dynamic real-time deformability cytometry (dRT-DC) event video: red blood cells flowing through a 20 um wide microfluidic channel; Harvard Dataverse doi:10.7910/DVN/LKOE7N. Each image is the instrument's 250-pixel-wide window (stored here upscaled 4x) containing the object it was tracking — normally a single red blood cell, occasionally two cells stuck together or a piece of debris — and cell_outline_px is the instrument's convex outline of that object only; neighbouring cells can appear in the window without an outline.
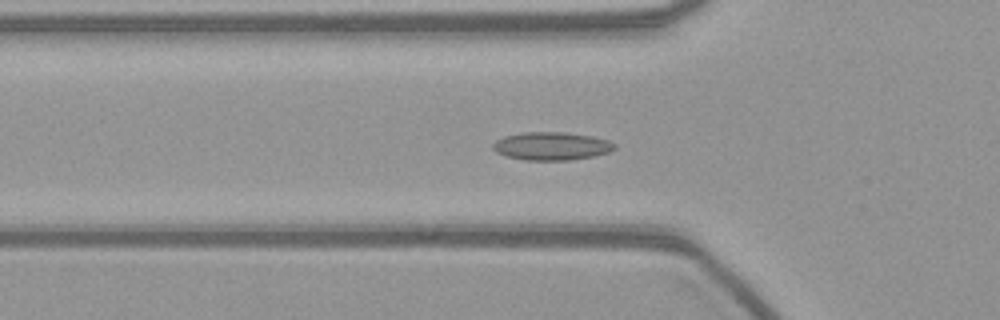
{"species": "common noctule bat (a hibernating species)", "species_latin": "Nyctalus noctula", "temperature_condition": "warm", "stored_images_in_passage": 56, "camera_frame_rate_fps": 3000, "um_per_image_px": 0.085, "animal": {"sex": "female", "body_mass_g": 21.9}, "frame": {"image": 1, "passage_image": 19, "time_ms": 6.0, "image_size_px": [1000, 320], "cell_outline_px": [[616, 148], [608, 152], [592, 156], [568, 160], [524, 160], [504, 156], [496, 152], [492, 148], [492, 144], [496, 140], [504, 136], [524, 132], [564, 132], [592, 136], [608, 140], [616, 144]], "centroid_in_image_um": [46.85, 12.41], "position_along_channel_um": 79.0, "area_um2": 19.94}}
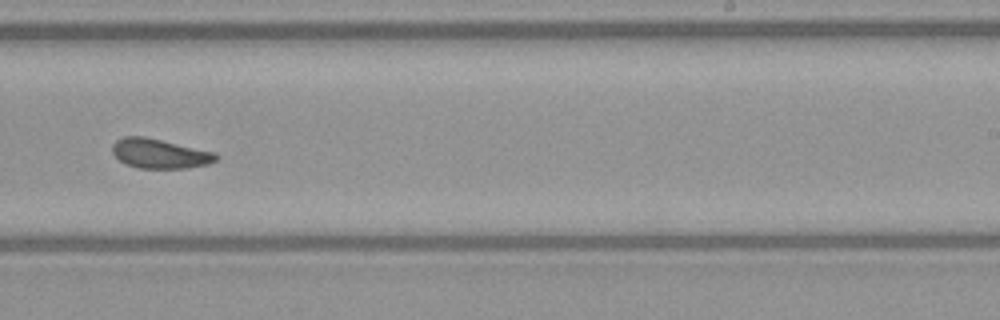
{"frame": {"image": 2, "passage_image": 35, "time_ms": 11.333, "image_size_px": [1000, 320], "cell_outline_px": [[220, 156], [216, 160], [208, 164], [188, 168], [136, 168], [120, 160], [112, 152], [112, 144], [116, 140], [124, 136], [144, 136], [216, 152]], "centroid_in_image_um": [13.6, 13.05], "position_along_channel_um": 275.4, "area_um2": 17.92}}
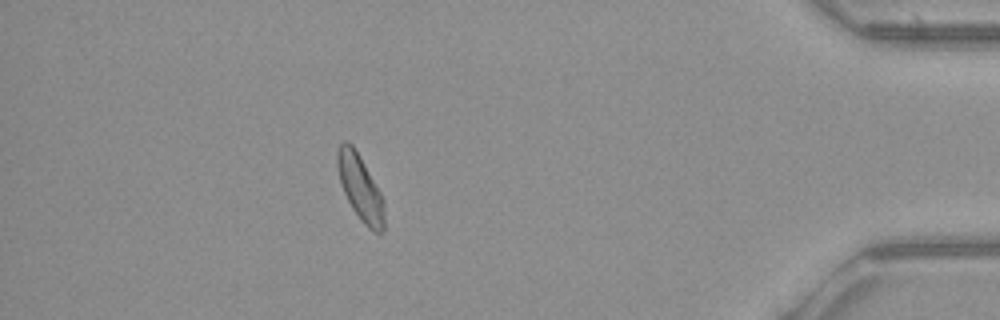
{"frame": {"image": 3, "passage_image": 50, "time_ms": 16.333, "image_size_px": [1000, 320], "cell_outline_px": [[384, 232], [372, 232], [364, 224], [352, 208], [340, 184], [336, 168], [336, 152], [340, 144], [344, 140], [348, 140], [352, 144], [380, 192], [384, 200]], "centroid_in_image_um": [30.59, 15.95], "position_along_channel_um": 404.6, "area_um2": 17.92}}